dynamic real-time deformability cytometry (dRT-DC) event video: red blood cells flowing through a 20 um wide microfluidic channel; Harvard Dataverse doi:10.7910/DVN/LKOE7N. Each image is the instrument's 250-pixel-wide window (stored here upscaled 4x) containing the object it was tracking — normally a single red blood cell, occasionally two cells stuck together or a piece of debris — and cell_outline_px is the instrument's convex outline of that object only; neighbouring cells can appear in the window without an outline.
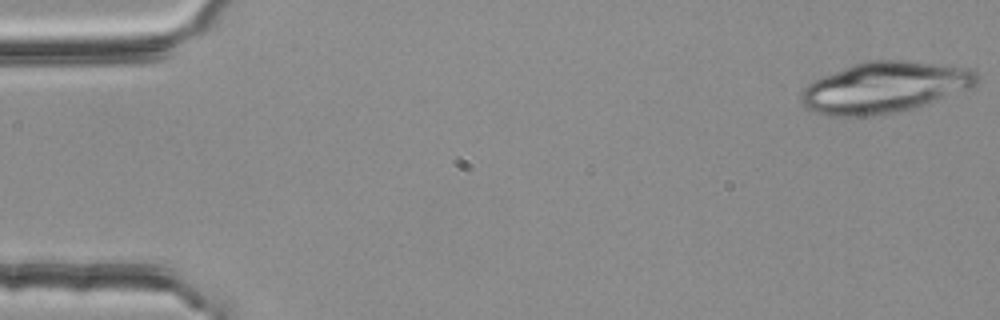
{"species": "common noctule bat (a hibernating species)", "species_latin": "Nyctalus noctula", "temperature_condition": "room temperature", "stored_images_in_passage": 34, "camera_frame_rate_fps": 3000, "um_per_image_px": 0.085, "animal": {"sex": "female", "body_mass_g": 25.1}, "frame": {"image": 1, "passage_image": 1, "time_ms": 0.0, "image_size_px": [1000, 320], "cell_outline_px": [[980, 80], [972, 88], [912, 108], [892, 112], [868, 116], [828, 116], [816, 112], [808, 108], [800, 100], [800, 92], [808, 84], [824, 76], [852, 64], [868, 60], [908, 60], [972, 68], [980, 76]], "centroid_in_image_um": [75.22, 7.41], "position_along_channel_um": 9.8, "area_um2": 52.02}}